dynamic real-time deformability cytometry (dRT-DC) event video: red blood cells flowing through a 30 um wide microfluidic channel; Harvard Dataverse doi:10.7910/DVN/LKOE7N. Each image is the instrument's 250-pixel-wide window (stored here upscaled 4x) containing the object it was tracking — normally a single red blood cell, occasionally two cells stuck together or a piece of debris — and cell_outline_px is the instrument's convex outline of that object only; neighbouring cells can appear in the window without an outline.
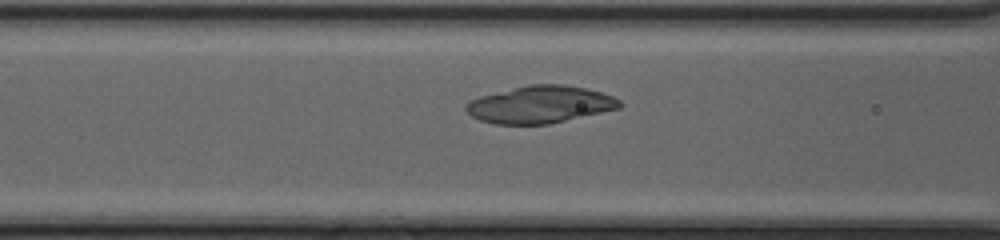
{"species": "common noctule bat (a hibernating species)", "species_latin": "Nyctalus noctula", "temperature_condition": "cold", "stored_images_in_passage": 40, "camera_frame_rate_fps": 3000, "um_per_image_px": 0.085, "animal": {"sex": "female", "body_mass_g": 20.0, "forearm_length_mm": 54.0}, "frame": {"image": 1, "passage_image": 12, "time_ms": 3.667, "image_size_px": [1000, 240], "cell_outline_px": [[624, 104], [620, 108], [548, 124], [496, 124], [480, 120], [472, 116], [464, 108], [464, 104], [480, 96], [528, 84], [564, 84], [584, 88], [600, 92], [612, 96], [620, 100]], "centroid_in_image_um": [45.91, 8.88], "position_along_channel_um": 120.7, "area_um2": 33.18}}
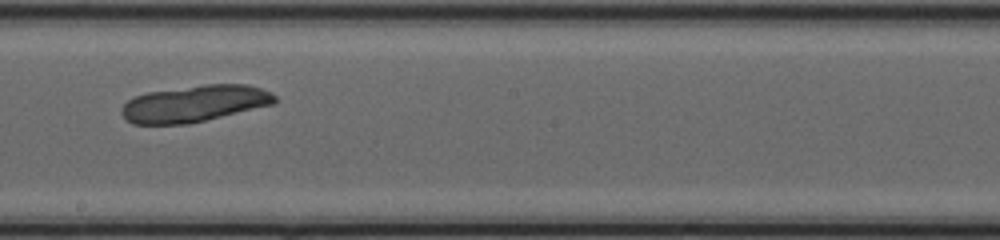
{"frame": {"image": 2, "passage_image": 20, "time_ms": 6.333, "image_size_px": [1000, 240], "cell_outline_px": [[276, 104], [188, 124], [132, 124], [120, 112], [120, 108], [128, 100], [136, 96], [148, 92], [204, 84], [248, 84], [272, 92], [276, 96]], "centroid_in_image_um": [16.57, 8.8], "position_along_channel_um": 231.6, "area_um2": 32.77}}
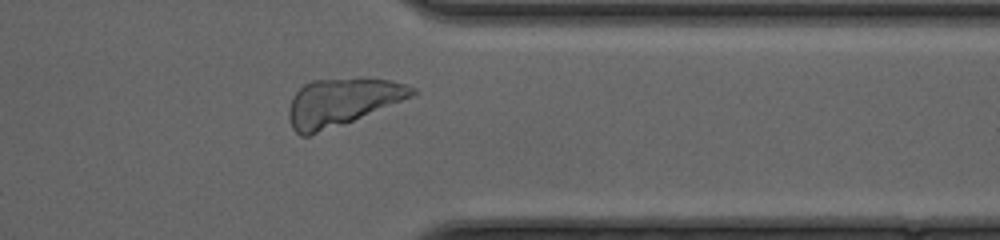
{"frame": {"image": 3, "passage_image": 31, "time_ms": 10.0, "image_size_px": [1000, 240], "cell_outline_px": [[416, 96], [344, 124], [308, 136], [300, 136], [292, 128], [288, 116], [288, 108], [292, 96], [304, 84], [312, 80], [356, 76], [368, 76], [392, 80], [408, 84], [416, 88]], "centroid_in_image_um": [29.12, 8.63], "position_along_channel_um": 382.3, "area_um2": 35.2}}